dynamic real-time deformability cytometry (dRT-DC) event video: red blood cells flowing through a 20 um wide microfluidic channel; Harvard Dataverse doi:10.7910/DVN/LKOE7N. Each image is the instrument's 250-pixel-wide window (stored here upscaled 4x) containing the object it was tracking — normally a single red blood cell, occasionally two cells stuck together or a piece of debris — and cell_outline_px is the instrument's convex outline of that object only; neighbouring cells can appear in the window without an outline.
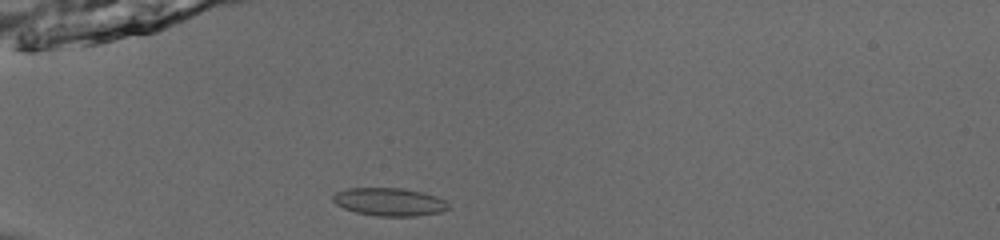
{"species": "common noctule bat (a hibernating species)", "species_latin": "Nyctalus noctula", "temperature_condition": "room temperature", "stored_images_in_passage": 37, "camera_frame_rate_fps": 3000, "um_per_image_px": 0.085, "animal": {"sex": "male", "body_mass_g": 13.0, "forearm_length_mm": 53.1}, "frame": {"image": 1, "passage_image": 1, "time_ms": 0.0, "image_size_px": [1000, 240], "cell_outline_px": [[452, 208], [440, 212], [416, 216], [376, 216], [356, 212], [344, 208], [336, 204], [332, 200], [332, 196], [336, 192], [348, 188], [404, 188], [436, 196], [444, 200]], "centroid_in_image_um": [33.1, 17.16], "position_along_channel_um": 51.9, "area_um2": 18.84}}
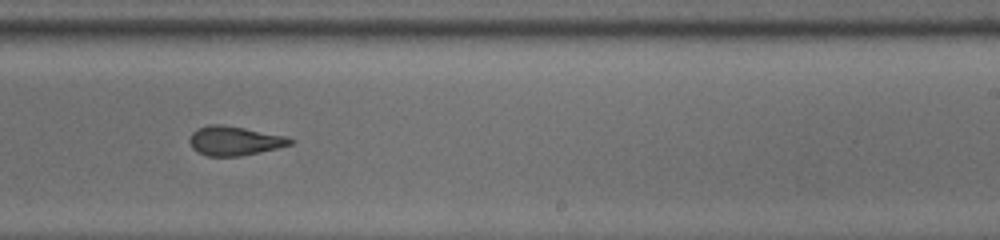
{"frame": {"image": 2, "passage_image": 19, "time_ms": 6.0, "image_size_px": [1000, 240], "cell_outline_px": [[296, 140], [292, 144], [260, 152], [240, 156], [208, 156], [196, 152], [192, 148], [188, 140], [192, 132], [196, 128], [208, 124], [220, 124], [244, 128], [288, 136]], "centroid_in_image_um": [19.92, 11.96], "position_along_channel_um": 269.1, "area_um2": 17.34}}
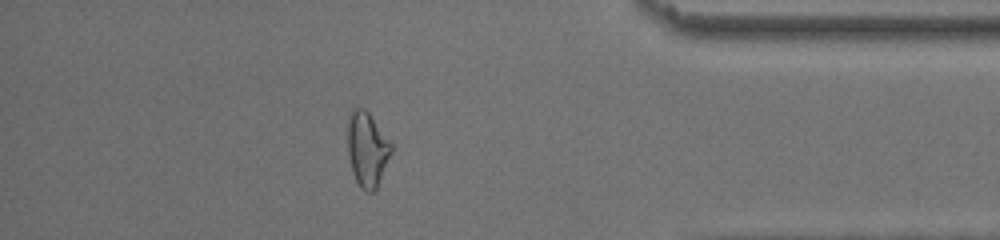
{"frame": {"image": 3, "passage_image": 31, "time_ms": 10.0, "image_size_px": [1000, 240], "cell_outline_px": [[392, 152], [376, 188], [372, 192], [368, 192], [360, 188], [352, 172], [348, 152], [348, 112], [352, 108], [364, 108], [368, 112], [392, 144]], "centroid_in_image_um": [31.19, 12.67], "position_along_channel_um": 404.0, "area_um2": 18.84}, "authors_computed_cell_mechanics": {"area_um2": 18.207, "velocity_mm_per_s": 3.9356, "shape_relaxation_time_tau1_ms": null, "shape_relaxation_time_tau2_ms": 1.307, "deformation_change_tau1": null, "deformation_change_tau2": 0.0958}}